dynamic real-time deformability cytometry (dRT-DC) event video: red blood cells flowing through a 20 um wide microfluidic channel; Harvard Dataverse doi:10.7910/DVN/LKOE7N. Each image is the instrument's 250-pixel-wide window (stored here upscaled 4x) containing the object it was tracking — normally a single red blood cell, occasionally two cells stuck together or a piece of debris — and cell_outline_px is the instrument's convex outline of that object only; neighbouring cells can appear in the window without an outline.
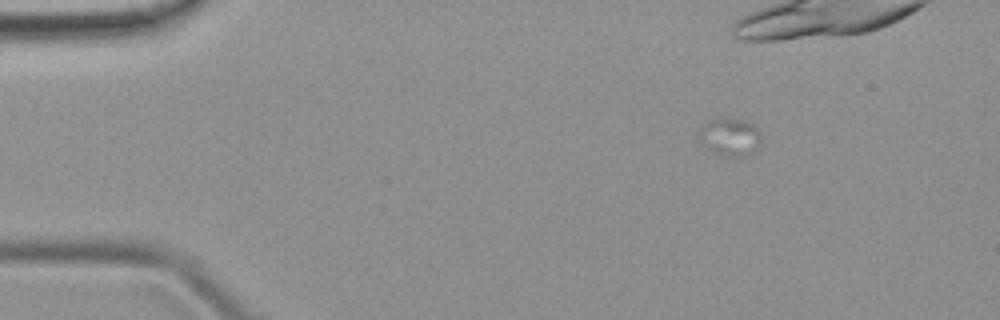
{"species": "common noctule bat (a hibernating species)", "species_latin": "Nyctalus noctula", "temperature_condition": "room temperature", "stored_images_in_passage": 51, "camera_frame_rate_fps": 3000, "um_per_image_px": 0.085, "animal": {"sex": "female", "body_mass_g": 19.9}, "frame": {"image": 1, "passage_image": 8, "time_ms": 2.333, "image_size_px": [1000, 320], "cell_outline_px": [[760, 136], [756, 148], [740, 156], [728, 156], [712, 152], [700, 140], [696, 132], [708, 120], [716, 116], [720, 116], [740, 120], [752, 124], [760, 132]], "centroid_in_image_um": [61.95, 11.58], "position_along_channel_um": 23.0, "area_um2": 13.47}}